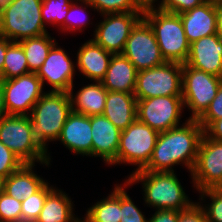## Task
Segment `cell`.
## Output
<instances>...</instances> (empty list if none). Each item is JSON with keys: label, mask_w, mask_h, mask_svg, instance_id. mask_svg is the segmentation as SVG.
<instances>
[{"label": "cell", "mask_w": 222, "mask_h": 222, "mask_svg": "<svg viewBox=\"0 0 222 222\" xmlns=\"http://www.w3.org/2000/svg\"><path fill=\"white\" fill-rule=\"evenodd\" d=\"M204 133L211 139L222 142V118L215 120Z\"/></svg>", "instance_id": "cell-41"}, {"label": "cell", "mask_w": 222, "mask_h": 222, "mask_svg": "<svg viewBox=\"0 0 222 222\" xmlns=\"http://www.w3.org/2000/svg\"><path fill=\"white\" fill-rule=\"evenodd\" d=\"M75 1H77V2H75V3L72 2L70 4V6H68V13H67L66 19H65V32H67V31L76 32L77 30L82 32V29L85 28V26L90 23V21L88 19H86L87 16H85L86 12L84 13V10L88 6L91 7V9H94L92 7V5H90L86 0H75ZM78 1L81 2L80 3L81 6L78 5ZM82 3L85 5V7Z\"/></svg>", "instance_id": "cell-32"}, {"label": "cell", "mask_w": 222, "mask_h": 222, "mask_svg": "<svg viewBox=\"0 0 222 222\" xmlns=\"http://www.w3.org/2000/svg\"><path fill=\"white\" fill-rule=\"evenodd\" d=\"M12 43L7 38L0 36V80H3V65L5 60V55L7 52V47Z\"/></svg>", "instance_id": "cell-43"}, {"label": "cell", "mask_w": 222, "mask_h": 222, "mask_svg": "<svg viewBox=\"0 0 222 222\" xmlns=\"http://www.w3.org/2000/svg\"><path fill=\"white\" fill-rule=\"evenodd\" d=\"M41 8L42 0H14L0 15V36L19 42L48 33Z\"/></svg>", "instance_id": "cell-6"}, {"label": "cell", "mask_w": 222, "mask_h": 222, "mask_svg": "<svg viewBox=\"0 0 222 222\" xmlns=\"http://www.w3.org/2000/svg\"><path fill=\"white\" fill-rule=\"evenodd\" d=\"M101 15L108 13H142L133 0H86Z\"/></svg>", "instance_id": "cell-33"}, {"label": "cell", "mask_w": 222, "mask_h": 222, "mask_svg": "<svg viewBox=\"0 0 222 222\" xmlns=\"http://www.w3.org/2000/svg\"><path fill=\"white\" fill-rule=\"evenodd\" d=\"M133 94L136 99L182 96V64L165 62L162 65L138 71Z\"/></svg>", "instance_id": "cell-8"}, {"label": "cell", "mask_w": 222, "mask_h": 222, "mask_svg": "<svg viewBox=\"0 0 222 222\" xmlns=\"http://www.w3.org/2000/svg\"><path fill=\"white\" fill-rule=\"evenodd\" d=\"M14 0H0V15L12 4Z\"/></svg>", "instance_id": "cell-46"}, {"label": "cell", "mask_w": 222, "mask_h": 222, "mask_svg": "<svg viewBox=\"0 0 222 222\" xmlns=\"http://www.w3.org/2000/svg\"><path fill=\"white\" fill-rule=\"evenodd\" d=\"M138 71L122 54H113L102 85L107 91L134 93Z\"/></svg>", "instance_id": "cell-22"}, {"label": "cell", "mask_w": 222, "mask_h": 222, "mask_svg": "<svg viewBox=\"0 0 222 222\" xmlns=\"http://www.w3.org/2000/svg\"><path fill=\"white\" fill-rule=\"evenodd\" d=\"M183 109L182 96L137 99V119L158 133L179 126Z\"/></svg>", "instance_id": "cell-11"}, {"label": "cell", "mask_w": 222, "mask_h": 222, "mask_svg": "<svg viewBox=\"0 0 222 222\" xmlns=\"http://www.w3.org/2000/svg\"><path fill=\"white\" fill-rule=\"evenodd\" d=\"M19 43L22 45L28 68L31 73H37L47 58V55L56 43L54 38H51L49 33L26 38Z\"/></svg>", "instance_id": "cell-27"}, {"label": "cell", "mask_w": 222, "mask_h": 222, "mask_svg": "<svg viewBox=\"0 0 222 222\" xmlns=\"http://www.w3.org/2000/svg\"><path fill=\"white\" fill-rule=\"evenodd\" d=\"M222 118V83L215 98L210 103L206 111L197 119L198 123L205 131L215 120Z\"/></svg>", "instance_id": "cell-37"}, {"label": "cell", "mask_w": 222, "mask_h": 222, "mask_svg": "<svg viewBox=\"0 0 222 222\" xmlns=\"http://www.w3.org/2000/svg\"><path fill=\"white\" fill-rule=\"evenodd\" d=\"M127 186H131L126 180L124 186H121V215L120 222H148V218L141 212V210L134 204L129 197L126 190Z\"/></svg>", "instance_id": "cell-34"}, {"label": "cell", "mask_w": 222, "mask_h": 222, "mask_svg": "<svg viewBox=\"0 0 222 222\" xmlns=\"http://www.w3.org/2000/svg\"><path fill=\"white\" fill-rule=\"evenodd\" d=\"M137 71L164 64L153 29L142 17L132 28L123 52Z\"/></svg>", "instance_id": "cell-10"}, {"label": "cell", "mask_w": 222, "mask_h": 222, "mask_svg": "<svg viewBox=\"0 0 222 222\" xmlns=\"http://www.w3.org/2000/svg\"><path fill=\"white\" fill-rule=\"evenodd\" d=\"M222 78L182 64V100L192 111L189 119H198L215 98Z\"/></svg>", "instance_id": "cell-9"}, {"label": "cell", "mask_w": 222, "mask_h": 222, "mask_svg": "<svg viewBox=\"0 0 222 222\" xmlns=\"http://www.w3.org/2000/svg\"><path fill=\"white\" fill-rule=\"evenodd\" d=\"M112 53L106 51L92 39L84 42L77 52V69L94 82H101L109 67Z\"/></svg>", "instance_id": "cell-20"}, {"label": "cell", "mask_w": 222, "mask_h": 222, "mask_svg": "<svg viewBox=\"0 0 222 222\" xmlns=\"http://www.w3.org/2000/svg\"><path fill=\"white\" fill-rule=\"evenodd\" d=\"M204 2L210 3L215 6L222 4V0H204Z\"/></svg>", "instance_id": "cell-47"}, {"label": "cell", "mask_w": 222, "mask_h": 222, "mask_svg": "<svg viewBox=\"0 0 222 222\" xmlns=\"http://www.w3.org/2000/svg\"><path fill=\"white\" fill-rule=\"evenodd\" d=\"M73 202L66 192L53 188L46 197L42 210L35 222H79L73 213Z\"/></svg>", "instance_id": "cell-25"}, {"label": "cell", "mask_w": 222, "mask_h": 222, "mask_svg": "<svg viewBox=\"0 0 222 222\" xmlns=\"http://www.w3.org/2000/svg\"><path fill=\"white\" fill-rule=\"evenodd\" d=\"M8 115L6 108H5V103H4V96H3V88L0 83V120Z\"/></svg>", "instance_id": "cell-45"}, {"label": "cell", "mask_w": 222, "mask_h": 222, "mask_svg": "<svg viewBox=\"0 0 222 222\" xmlns=\"http://www.w3.org/2000/svg\"><path fill=\"white\" fill-rule=\"evenodd\" d=\"M21 207V201L2 191L0 193V222L21 219Z\"/></svg>", "instance_id": "cell-35"}, {"label": "cell", "mask_w": 222, "mask_h": 222, "mask_svg": "<svg viewBox=\"0 0 222 222\" xmlns=\"http://www.w3.org/2000/svg\"><path fill=\"white\" fill-rule=\"evenodd\" d=\"M72 112L69 92H45L31 110L30 127L36 142L48 152V142L57 141Z\"/></svg>", "instance_id": "cell-3"}, {"label": "cell", "mask_w": 222, "mask_h": 222, "mask_svg": "<svg viewBox=\"0 0 222 222\" xmlns=\"http://www.w3.org/2000/svg\"><path fill=\"white\" fill-rule=\"evenodd\" d=\"M143 18L153 29L162 57L166 62L184 64L190 51L180 15L153 9L143 12Z\"/></svg>", "instance_id": "cell-4"}, {"label": "cell", "mask_w": 222, "mask_h": 222, "mask_svg": "<svg viewBox=\"0 0 222 222\" xmlns=\"http://www.w3.org/2000/svg\"><path fill=\"white\" fill-rule=\"evenodd\" d=\"M75 65L70 56L56 42L36 74L43 86L48 84L52 87L51 91L69 92L75 77Z\"/></svg>", "instance_id": "cell-15"}, {"label": "cell", "mask_w": 222, "mask_h": 222, "mask_svg": "<svg viewBox=\"0 0 222 222\" xmlns=\"http://www.w3.org/2000/svg\"><path fill=\"white\" fill-rule=\"evenodd\" d=\"M0 141L24 164H50V155L33 138L30 116L6 115L0 120Z\"/></svg>", "instance_id": "cell-5"}, {"label": "cell", "mask_w": 222, "mask_h": 222, "mask_svg": "<svg viewBox=\"0 0 222 222\" xmlns=\"http://www.w3.org/2000/svg\"><path fill=\"white\" fill-rule=\"evenodd\" d=\"M92 157H100L108 165H116L121 131L103 114L90 116Z\"/></svg>", "instance_id": "cell-16"}, {"label": "cell", "mask_w": 222, "mask_h": 222, "mask_svg": "<svg viewBox=\"0 0 222 222\" xmlns=\"http://www.w3.org/2000/svg\"><path fill=\"white\" fill-rule=\"evenodd\" d=\"M90 116L71 112L58 138L74 154L92 157V131Z\"/></svg>", "instance_id": "cell-18"}, {"label": "cell", "mask_w": 222, "mask_h": 222, "mask_svg": "<svg viewBox=\"0 0 222 222\" xmlns=\"http://www.w3.org/2000/svg\"><path fill=\"white\" fill-rule=\"evenodd\" d=\"M31 73L26 56L19 42H12L7 47L3 65V79H11Z\"/></svg>", "instance_id": "cell-28"}, {"label": "cell", "mask_w": 222, "mask_h": 222, "mask_svg": "<svg viewBox=\"0 0 222 222\" xmlns=\"http://www.w3.org/2000/svg\"><path fill=\"white\" fill-rule=\"evenodd\" d=\"M83 218H80L79 222H86Z\"/></svg>", "instance_id": "cell-50"}, {"label": "cell", "mask_w": 222, "mask_h": 222, "mask_svg": "<svg viewBox=\"0 0 222 222\" xmlns=\"http://www.w3.org/2000/svg\"><path fill=\"white\" fill-rule=\"evenodd\" d=\"M199 200L209 198L211 203L199 205L203 208L208 222H222V189L220 188H208L199 191ZM204 205V206H203ZM207 205V206H206Z\"/></svg>", "instance_id": "cell-31"}, {"label": "cell", "mask_w": 222, "mask_h": 222, "mask_svg": "<svg viewBox=\"0 0 222 222\" xmlns=\"http://www.w3.org/2000/svg\"><path fill=\"white\" fill-rule=\"evenodd\" d=\"M179 212L177 210H155L148 222H177Z\"/></svg>", "instance_id": "cell-40"}, {"label": "cell", "mask_w": 222, "mask_h": 222, "mask_svg": "<svg viewBox=\"0 0 222 222\" xmlns=\"http://www.w3.org/2000/svg\"><path fill=\"white\" fill-rule=\"evenodd\" d=\"M203 133L197 119L189 118L181 126L159 133L150 161L142 170L173 172L174 166L182 164L191 174Z\"/></svg>", "instance_id": "cell-1"}, {"label": "cell", "mask_w": 222, "mask_h": 222, "mask_svg": "<svg viewBox=\"0 0 222 222\" xmlns=\"http://www.w3.org/2000/svg\"><path fill=\"white\" fill-rule=\"evenodd\" d=\"M7 222H32L26 219H19V220H13V221H7Z\"/></svg>", "instance_id": "cell-48"}, {"label": "cell", "mask_w": 222, "mask_h": 222, "mask_svg": "<svg viewBox=\"0 0 222 222\" xmlns=\"http://www.w3.org/2000/svg\"><path fill=\"white\" fill-rule=\"evenodd\" d=\"M0 83L8 115L28 116L33 106L45 93L42 81L36 73L3 79Z\"/></svg>", "instance_id": "cell-12"}, {"label": "cell", "mask_w": 222, "mask_h": 222, "mask_svg": "<svg viewBox=\"0 0 222 222\" xmlns=\"http://www.w3.org/2000/svg\"><path fill=\"white\" fill-rule=\"evenodd\" d=\"M188 42L216 34V6L202 5L179 14Z\"/></svg>", "instance_id": "cell-19"}, {"label": "cell", "mask_w": 222, "mask_h": 222, "mask_svg": "<svg viewBox=\"0 0 222 222\" xmlns=\"http://www.w3.org/2000/svg\"><path fill=\"white\" fill-rule=\"evenodd\" d=\"M103 115L120 131L137 119V99L133 93L108 91Z\"/></svg>", "instance_id": "cell-21"}, {"label": "cell", "mask_w": 222, "mask_h": 222, "mask_svg": "<svg viewBox=\"0 0 222 222\" xmlns=\"http://www.w3.org/2000/svg\"><path fill=\"white\" fill-rule=\"evenodd\" d=\"M177 222H208L199 203L194 202L188 209L180 211Z\"/></svg>", "instance_id": "cell-39"}, {"label": "cell", "mask_w": 222, "mask_h": 222, "mask_svg": "<svg viewBox=\"0 0 222 222\" xmlns=\"http://www.w3.org/2000/svg\"><path fill=\"white\" fill-rule=\"evenodd\" d=\"M216 34L222 42V4L216 6Z\"/></svg>", "instance_id": "cell-44"}, {"label": "cell", "mask_w": 222, "mask_h": 222, "mask_svg": "<svg viewBox=\"0 0 222 222\" xmlns=\"http://www.w3.org/2000/svg\"><path fill=\"white\" fill-rule=\"evenodd\" d=\"M203 3L204 0H163L160 9L165 12L180 14Z\"/></svg>", "instance_id": "cell-38"}, {"label": "cell", "mask_w": 222, "mask_h": 222, "mask_svg": "<svg viewBox=\"0 0 222 222\" xmlns=\"http://www.w3.org/2000/svg\"><path fill=\"white\" fill-rule=\"evenodd\" d=\"M54 187L47 182L38 192L22 200L21 219L35 222L42 210L47 194Z\"/></svg>", "instance_id": "cell-30"}, {"label": "cell", "mask_w": 222, "mask_h": 222, "mask_svg": "<svg viewBox=\"0 0 222 222\" xmlns=\"http://www.w3.org/2000/svg\"><path fill=\"white\" fill-rule=\"evenodd\" d=\"M121 215V184H115L113 192L97 201L85 214L86 222H120Z\"/></svg>", "instance_id": "cell-26"}, {"label": "cell", "mask_w": 222, "mask_h": 222, "mask_svg": "<svg viewBox=\"0 0 222 222\" xmlns=\"http://www.w3.org/2000/svg\"><path fill=\"white\" fill-rule=\"evenodd\" d=\"M133 1L136 8L142 13L153 9H160L163 2V0L160 1L161 3L157 4L158 5L157 7L154 3L158 0H133Z\"/></svg>", "instance_id": "cell-42"}, {"label": "cell", "mask_w": 222, "mask_h": 222, "mask_svg": "<svg viewBox=\"0 0 222 222\" xmlns=\"http://www.w3.org/2000/svg\"><path fill=\"white\" fill-rule=\"evenodd\" d=\"M95 26L92 40L112 54H121L132 28L143 17V13H108Z\"/></svg>", "instance_id": "cell-14"}, {"label": "cell", "mask_w": 222, "mask_h": 222, "mask_svg": "<svg viewBox=\"0 0 222 222\" xmlns=\"http://www.w3.org/2000/svg\"><path fill=\"white\" fill-rule=\"evenodd\" d=\"M197 191L208 188L222 189V142L203 133L199 143L197 160L191 172Z\"/></svg>", "instance_id": "cell-13"}, {"label": "cell", "mask_w": 222, "mask_h": 222, "mask_svg": "<svg viewBox=\"0 0 222 222\" xmlns=\"http://www.w3.org/2000/svg\"><path fill=\"white\" fill-rule=\"evenodd\" d=\"M159 133L150 126L136 119L121 131L116 164L137 166L142 170L150 161Z\"/></svg>", "instance_id": "cell-7"}, {"label": "cell", "mask_w": 222, "mask_h": 222, "mask_svg": "<svg viewBox=\"0 0 222 222\" xmlns=\"http://www.w3.org/2000/svg\"><path fill=\"white\" fill-rule=\"evenodd\" d=\"M74 84L69 90L72 111L86 116L102 115L108 91L101 82H93L79 88L74 95Z\"/></svg>", "instance_id": "cell-24"}, {"label": "cell", "mask_w": 222, "mask_h": 222, "mask_svg": "<svg viewBox=\"0 0 222 222\" xmlns=\"http://www.w3.org/2000/svg\"><path fill=\"white\" fill-rule=\"evenodd\" d=\"M3 178L0 177V193L3 191Z\"/></svg>", "instance_id": "cell-49"}, {"label": "cell", "mask_w": 222, "mask_h": 222, "mask_svg": "<svg viewBox=\"0 0 222 222\" xmlns=\"http://www.w3.org/2000/svg\"><path fill=\"white\" fill-rule=\"evenodd\" d=\"M35 164H23L18 170L3 180V191L18 201L29 198L46 183L43 177L33 171Z\"/></svg>", "instance_id": "cell-23"}, {"label": "cell", "mask_w": 222, "mask_h": 222, "mask_svg": "<svg viewBox=\"0 0 222 222\" xmlns=\"http://www.w3.org/2000/svg\"><path fill=\"white\" fill-rule=\"evenodd\" d=\"M126 181L130 185L142 182L144 201L147 206L156 208L155 210L183 211L194 203L188 199L189 197L175 171L149 172L139 170L132 172Z\"/></svg>", "instance_id": "cell-2"}, {"label": "cell", "mask_w": 222, "mask_h": 222, "mask_svg": "<svg viewBox=\"0 0 222 222\" xmlns=\"http://www.w3.org/2000/svg\"><path fill=\"white\" fill-rule=\"evenodd\" d=\"M24 163L0 141V177L6 179Z\"/></svg>", "instance_id": "cell-36"}, {"label": "cell", "mask_w": 222, "mask_h": 222, "mask_svg": "<svg viewBox=\"0 0 222 222\" xmlns=\"http://www.w3.org/2000/svg\"><path fill=\"white\" fill-rule=\"evenodd\" d=\"M185 64L222 78V42L217 34L192 42Z\"/></svg>", "instance_id": "cell-17"}, {"label": "cell", "mask_w": 222, "mask_h": 222, "mask_svg": "<svg viewBox=\"0 0 222 222\" xmlns=\"http://www.w3.org/2000/svg\"><path fill=\"white\" fill-rule=\"evenodd\" d=\"M74 0H42L41 15L44 26L46 24L57 25L65 32V19L68 13V6ZM46 23V24H45Z\"/></svg>", "instance_id": "cell-29"}]
</instances>
